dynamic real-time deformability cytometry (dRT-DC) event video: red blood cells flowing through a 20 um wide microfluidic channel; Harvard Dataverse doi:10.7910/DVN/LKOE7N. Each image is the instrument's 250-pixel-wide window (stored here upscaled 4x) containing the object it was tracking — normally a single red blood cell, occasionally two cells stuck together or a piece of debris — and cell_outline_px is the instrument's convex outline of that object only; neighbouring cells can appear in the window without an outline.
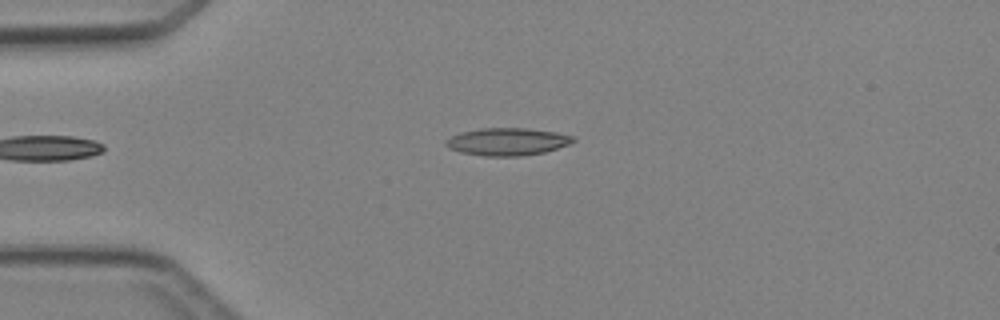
{"species": "Egyptian fruit bat (a non-hibernating species)", "species_latin": "Rousettus aegyptiacus", "temperature_condition": "cold", "stored_images_in_passage": 2, "camera_frame_rate_fps": 3000, "um_per_image_px": 0.085, "animal": {"sex": "female"}, "frame": {"image": 1, "passage_image": 2, "time_ms": 1.333, "image_size_px": [1000, 320], "cell_outline_px": [[576, 140], [572, 144], [544, 152], [520, 156], [484, 156], [460, 152], [448, 148], [444, 144], [444, 140], [460, 132], [480, 128], [524, 128], [556, 132], [572, 136]], "centroid_in_image_um": [43.1, 12.04], "position_along_channel_um": 41.9, "area_um2": 20.52}}